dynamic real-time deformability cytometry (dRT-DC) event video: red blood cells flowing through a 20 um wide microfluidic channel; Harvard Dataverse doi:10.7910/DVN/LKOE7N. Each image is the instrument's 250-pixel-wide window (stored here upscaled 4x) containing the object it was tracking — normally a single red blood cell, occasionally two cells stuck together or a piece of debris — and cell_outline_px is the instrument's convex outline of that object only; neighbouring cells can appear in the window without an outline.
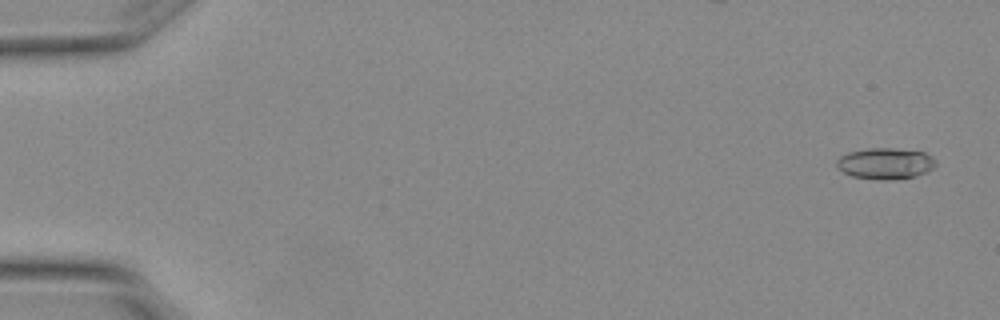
{"species": "Egyptian fruit bat (a non-hibernating species)", "species_latin": "Rousettus aegyptiacus", "temperature_condition": "warm", "stored_images_in_passage": 5, "camera_frame_rate_fps": 3000, "um_per_image_px": 0.085, "animal": {"sex": "female"}, "frame": {"image": 1, "passage_image": 1, "time_ms": 0.0, "image_size_px": [1000, 320], "cell_outline_px": [[936, 164], [932, 168], [916, 176], [892, 180], [872, 180], [852, 176], [836, 168], [836, 160], [840, 156], [848, 152], [868, 148], [892, 148], [924, 152], [932, 156], [936, 160]], "centroid_in_image_um": [75.22, 13.9], "position_along_channel_um": 9.8, "area_um2": 18.21}}
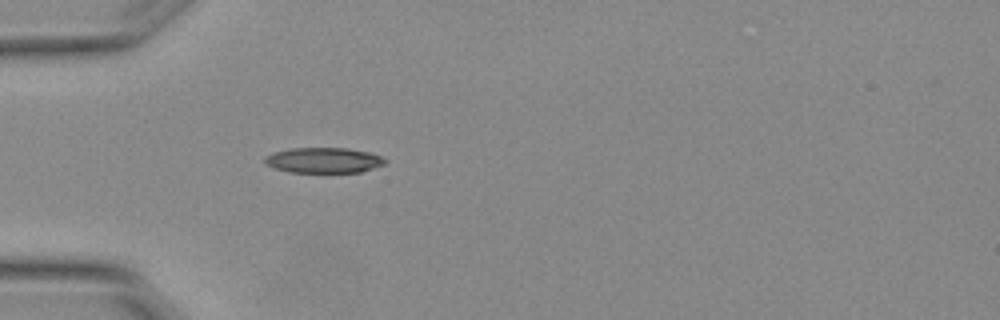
{"frame": {"image": 2, "passage_image": 5, "time_ms": 1.333, "image_size_px": [1000, 320], "cell_outline_px": [[388, 160], [384, 164], [360, 172], [288, 172], [276, 168], [268, 164], [264, 160], [264, 156], [272, 152], [292, 148], [348, 148], [368, 152], [380, 156]], "centroid_in_image_um": [27.5, 13.61], "position_along_channel_um": 57.5, "area_um2": 17.69}}